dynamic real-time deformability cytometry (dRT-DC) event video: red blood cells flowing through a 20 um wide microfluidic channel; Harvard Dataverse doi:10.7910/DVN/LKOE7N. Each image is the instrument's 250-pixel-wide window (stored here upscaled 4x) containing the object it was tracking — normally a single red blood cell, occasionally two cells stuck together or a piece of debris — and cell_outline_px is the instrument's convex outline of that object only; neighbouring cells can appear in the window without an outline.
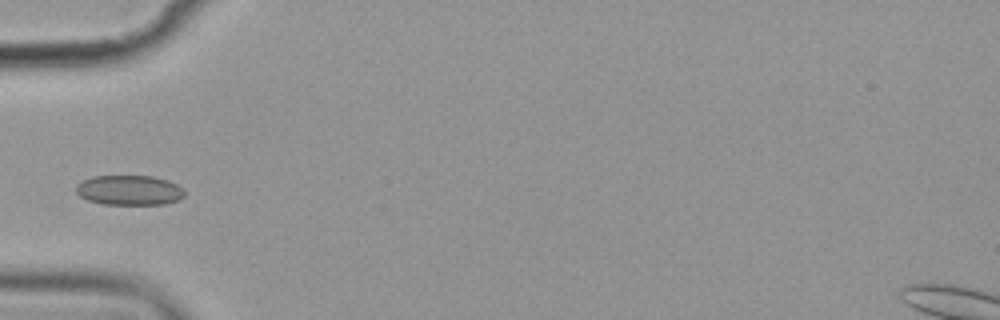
{"species": "common noctule bat (a hibernating species)", "species_latin": "Nyctalus noctula", "temperature_condition": "cold", "stored_images_in_passage": 5, "camera_frame_rate_fps": 3000, "um_per_image_px": 0.085, "animal": {"sex": "female", "body_mass_g": 19.9}, "frame": {"image": 1, "passage_image": 5, "time_ms": 4.667, "image_size_px": [1000, 320], "cell_outline_px": [[184, 196], [176, 200], [164, 204], [104, 204], [88, 200], [80, 196], [76, 192], [76, 184], [92, 176], [152, 176], [168, 180], [176, 184], [184, 192]], "centroid_in_image_um": [10.96, 16.16], "position_along_channel_um": 74.0, "area_um2": 18.73}}